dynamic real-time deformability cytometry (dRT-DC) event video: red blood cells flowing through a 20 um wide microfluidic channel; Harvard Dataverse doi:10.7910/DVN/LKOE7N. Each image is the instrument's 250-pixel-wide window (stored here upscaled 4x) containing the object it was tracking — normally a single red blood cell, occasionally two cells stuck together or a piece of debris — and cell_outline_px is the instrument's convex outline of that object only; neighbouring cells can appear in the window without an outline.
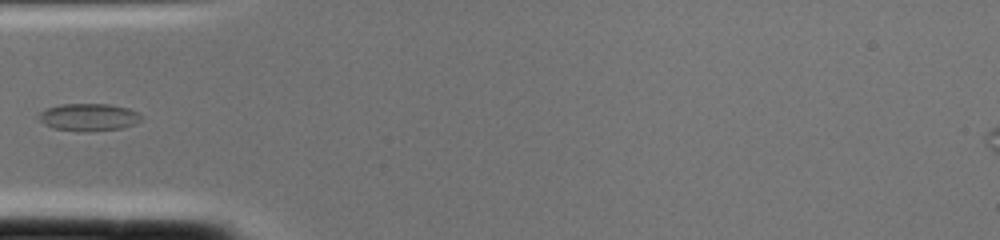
{"species": "common noctule bat (a hibernating species)", "species_latin": "Nyctalus noctula", "temperature_condition": "cold", "stored_images_in_passage": 2, "camera_frame_rate_fps": 3000, "um_per_image_px": 0.085, "animal": {"sex": "female", "body_mass_g": 22.0, "forearm_length_mm": 56.7}, "frame": {"image": 1, "passage_image": 2, "time_ms": 0.333, "image_size_px": [1000, 240], "cell_outline_px": [[140, 120], [132, 124], [120, 128], [52, 128], [44, 124], [36, 116], [44, 108], [60, 104], [108, 104], [128, 108], [136, 112], [140, 116]], "centroid_in_image_um": [7.45, 9.88], "position_along_channel_um": 77.5, "area_um2": 15.32}}